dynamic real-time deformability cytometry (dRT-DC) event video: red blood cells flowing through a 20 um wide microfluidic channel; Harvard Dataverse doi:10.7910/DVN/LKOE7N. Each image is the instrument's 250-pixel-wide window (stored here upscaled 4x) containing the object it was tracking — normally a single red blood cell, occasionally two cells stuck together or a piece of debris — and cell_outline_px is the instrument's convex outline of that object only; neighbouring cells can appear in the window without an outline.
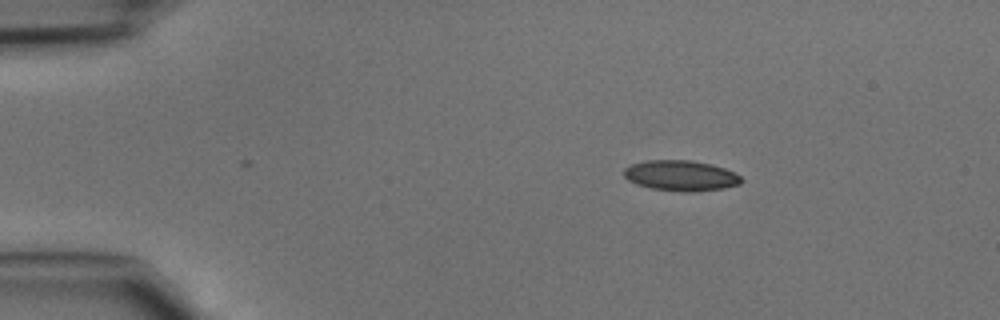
{"species": "common noctule bat (a hibernating species)", "species_latin": "Nyctalus noctula", "temperature_condition": "cold", "stored_images_in_passage": 39, "camera_frame_rate_fps": 3000, "um_per_image_px": 0.085, "animal": {"sex": "male", "body_mass_g": 15.6}, "frame": {"image": 1, "passage_image": 1, "time_ms": 0.0, "image_size_px": [1000, 320], "cell_outline_px": [[744, 180], [740, 184], [724, 188], [688, 192], [680, 192], [652, 188], [636, 184], [628, 180], [624, 176], [624, 168], [632, 164], [644, 160], [692, 160], [712, 164], [724, 168], [740, 176]], "centroid_in_image_um": [57.86, 14.92], "position_along_channel_um": 27.1, "area_um2": 20.92}}
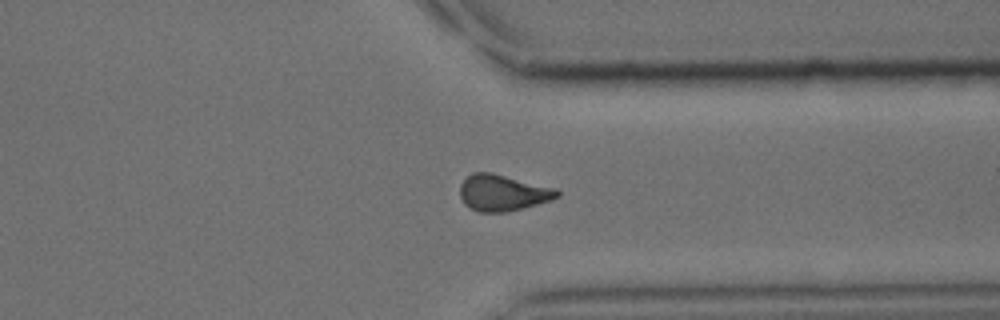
{"frame": {"image": 2, "passage_image": 29, "time_ms": 9.333, "image_size_px": [1000, 320], "cell_outline_px": [[560, 196], [552, 200], [504, 212], [480, 212], [468, 208], [464, 204], [460, 196], [460, 184], [472, 172], [492, 172], [556, 188], [560, 192]], "centroid_in_image_um": [42.72, 16.38], "position_along_channel_um": 368.7, "area_um2": 20.58}}
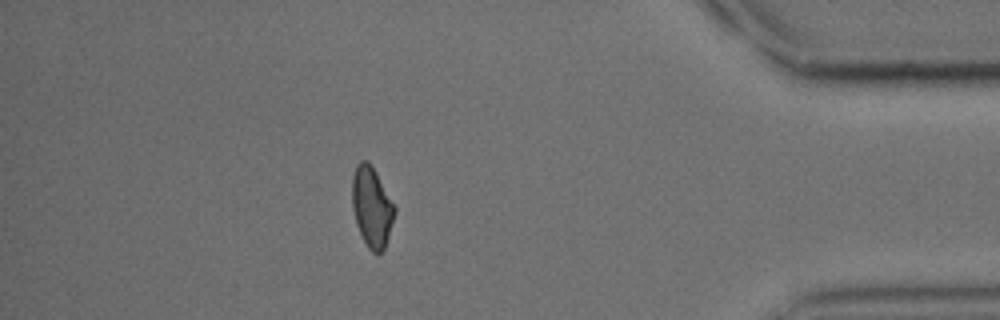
{"frame": {"image": 3, "passage_image": 34, "time_ms": 11.0, "image_size_px": [1000, 320], "cell_outline_px": [[396, 212], [384, 248], [376, 256], [368, 248], [356, 224], [352, 208], [352, 176], [356, 164], [360, 160], [368, 160], [376, 172], [396, 208]], "centroid_in_image_um": [31.59, 17.57], "position_along_channel_um": 403.6, "area_um2": 19.88}}